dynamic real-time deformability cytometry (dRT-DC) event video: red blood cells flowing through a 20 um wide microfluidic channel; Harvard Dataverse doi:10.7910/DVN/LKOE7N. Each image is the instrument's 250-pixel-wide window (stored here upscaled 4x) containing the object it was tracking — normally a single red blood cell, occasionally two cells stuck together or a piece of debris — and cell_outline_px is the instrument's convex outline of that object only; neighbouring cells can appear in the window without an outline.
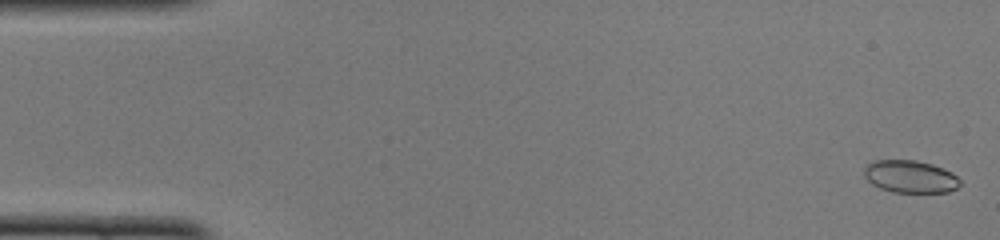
{"species": "common noctule bat (a hibernating species)", "species_latin": "Nyctalus noctula", "temperature_condition": "cold", "stored_images_in_passage": 50, "camera_frame_rate_fps": 3000, "um_per_image_px": 0.085, "animal": {"sex": "female", "body_mass_g": 22.0, "forearm_length_mm": 56.7}, "frame": {"image": 1, "passage_image": 1, "time_ms": 0.0, "image_size_px": [1000, 240], "cell_outline_px": [[960, 184], [956, 188], [948, 192], [892, 192], [880, 188], [872, 184], [864, 176], [864, 168], [872, 160], [916, 160], [932, 164], [952, 172], [960, 180]], "centroid_in_image_um": [77.36, 15.0], "position_along_channel_um": 7.6, "area_um2": 18.15}}
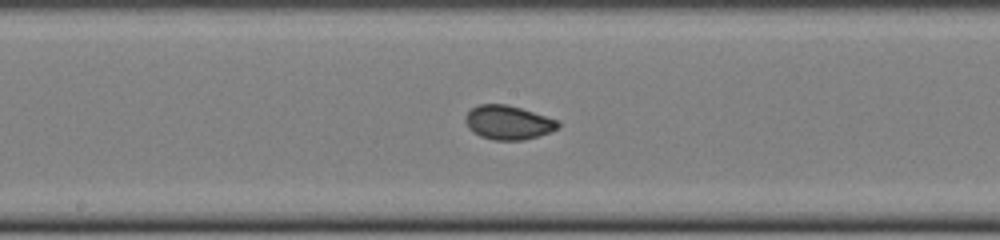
{"frame": {"image": 2, "passage_image": 26, "time_ms": 8.333, "image_size_px": [1000, 240], "cell_outline_px": [[560, 128], [524, 140], [492, 140], [480, 136], [472, 132], [468, 128], [464, 120], [464, 116], [472, 108], [480, 104], [508, 104], [556, 120], [560, 124]], "centroid_in_image_um": [43.14, 10.42], "position_along_channel_um": 205.1, "area_um2": 18.26}}
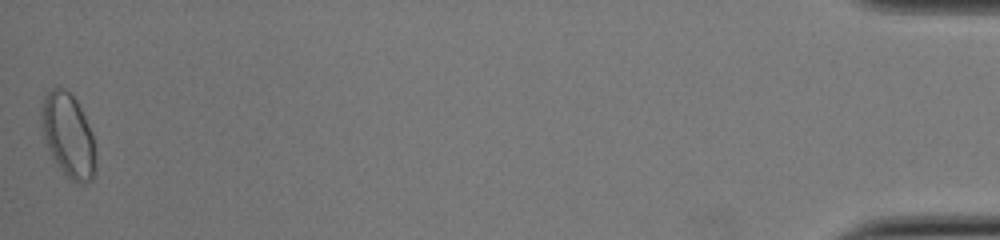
{"frame": {"image": 3, "passage_image": 50, "time_ms": 16.333, "image_size_px": [1000, 240], "cell_outline_px": [[96, 168], [92, 180], [80, 184], [72, 180], [60, 168], [48, 148], [44, 136], [44, 96], [52, 88], [64, 88], [76, 100], [92, 132], [96, 164]], "centroid_in_image_um": [5.86, 11.55], "position_along_channel_um": 429.3, "area_um2": 25.43}, "authors_computed_cell_mechanics": {"area_um2": 18.5538, "velocity_mm_per_s": 3.991, "shape_relaxation_time_tau1_ms": 7.7151, "shape_relaxation_time_tau2_ms": 0.7398, "deformation_change_tau1": 0.1332, "deformation_change_tau2": 0.0398}}